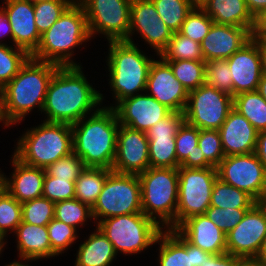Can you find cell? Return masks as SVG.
<instances>
[{"label": "cell", "instance_id": "24", "mask_svg": "<svg viewBox=\"0 0 266 266\" xmlns=\"http://www.w3.org/2000/svg\"><path fill=\"white\" fill-rule=\"evenodd\" d=\"M176 230L190 244L207 253H226V234L205 214L186 219Z\"/></svg>", "mask_w": 266, "mask_h": 266}, {"label": "cell", "instance_id": "39", "mask_svg": "<svg viewBox=\"0 0 266 266\" xmlns=\"http://www.w3.org/2000/svg\"><path fill=\"white\" fill-rule=\"evenodd\" d=\"M75 0H46L34 3L35 24L40 34L47 31Z\"/></svg>", "mask_w": 266, "mask_h": 266}, {"label": "cell", "instance_id": "29", "mask_svg": "<svg viewBox=\"0 0 266 266\" xmlns=\"http://www.w3.org/2000/svg\"><path fill=\"white\" fill-rule=\"evenodd\" d=\"M75 266H110L118 254L112 243L98 229L79 246Z\"/></svg>", "mask_w": 266, "mask_h": 266}, {"label": "cell", "instance_id": "45", "mask_svg": "<svg viewBox=\"0 0 266 266\" xmlns=\"http://www.w3.org/2000/svg\"><path fill=\"white\" fill-rule=\"evenodd\" d=\"M198 146L202 150L206 161L212 167L217 168L225 158L218 130H199Z\"/></svg>", "mask_w": 266, "mask_h": 266}, {"label": "cell", "instance_id": "21", "mask_svg": "<svg viewBox=\"0 0 266 266\" xmlns=\"http://www.w3.org/2000/svg\"><path fill=\"white\" fill-rule=\"evenodd\" d=\"M251 40V32L244 27L213 23L200 43L204 61L228 59Z\"/></svg>", "mask_w": 266, "mask_h": 266}, {"label": "cell", "instance_id": "13", "mask_svg": "<svg viewBox=\"0 0 266 266\" xmlns=\"http://www.w3.org/2000/svg\"><path fill=\"white\" fill-rule=\"evenodd\" d=\"M218 178L257 200L266 191V169L255 152L225 156L217 167Z\"/></svg>", "mask_w": 266, "mask_h": 266}, {"label": "cell", "instance_id": "61", "mask_svg": "<svg viewBox=\"0 0 266 266\" xmlns=\"http://www.w3.org/2000/svg\"><path fill=\"white\" fill-rule=\"evenodd\" d=\"M193 7L202 8L208 0H189Z\"/></svg>", "mask_w": 266, "mask_h": 266}, {"label": "cell", "instance_id": "32", "mask_svg": "<svg viewBox=\"0 0 266 266\" xmlns=\"http://www.w3.org/2000/svg\"><path fill=\"white\" fill-rule=\"evenodd\" d=\"M256 200L247 192L217 178L211 194L210 207L250 209Z\"/></svg>", "mask_w": 266, "mask_h": 266}, {"label": "cell", "instance_id": "23", "mask_svg": "<svg viewBox=\"0 0 266 266\" xmlns=\"http://www.w3.org/2000/svg\"><path fill=\"white\" fill-rule=\"evenodd\" d=\"M218 131L225 156L255 152L258 131L234 108L230 110Z\"/></svg>", "mask_w": 266, "mask_h": 266}, {"label": "cell", "instance_id": "4", "mask_svg": "<svg viewBox=\"0 0 266 266\" xmlns=\"http://www.w3.org/2000/svg\"><path fill=\"white\" fill-rule=\"evenodd\" d=\"M87 18L82 5L75 0L43 34L33 59L60 66H80L71 57L73 49L89 41Z\"/></svg>", "mask_w": 266, "mask_h": 266}, {"label": "cell", "instance_id": "51", "mask_svg": "<svg viewBox=\"0 0 266 266\" xmlns=\"http://www.w3.org/2000/svg\"><path fill=\"white\" fill-rule=\"evenodd\" d=\"M252 40H266V11L259 13L254 18V25L251 31Z\"/></svg>", "mask_w": 266, "mask_h": 266}, {"label": "cell", "instance_id": "10", "mask_svg": "<svg viewBox=\"0 0 266 266\" xmlns=\"http://www.w3.org/2000/svg\"><path fill=\"white\" fill-rule=\"evenodd\" d=\"M179 193L176 210V229L188 218L204 215L210 207L217 168L179 167Z\"/></svg>", "mask_w": 266, "mask_h": 266}, {"label": "cell", "instance_id": "41", "mask_svg": "<svg viewBox=\"0 0 266 266\" xmlns=\"http://www.w3.org/2000/svg\"><path fill=\"white\" fill-rule=\"evenodd\" d=\"M22 222V207L6 189L0 191V233L6 237L8 231L16 230ZM11 229V230H10Z\"/></svg>", "mask_w": 266, "mask_h": 266}, {"label": "cell", "instance_id": "22", "mask_svg": "<svg viewBox=\"0 0 266 266\" xmlns=\"http://www.w3.org/2000/svg\"><path fill=\"white\" fill-rule=\"evenodd\" d=\"M159 243V266H200L207 252L190 244L176 229L162 230Z\"/></svg>", "mask_w": 266, "mask_h": 266}, {"label": "cell", "instance_id": "40", "mask_svg": "<svg viewBox=\"0 0 266 266\" xmlns=\"http://www.w3.org/2000/svg\"><path fill=\"white\" fill-rule=\"evenodd\" d=\"M22 222L47 226L54 218L55 203L41 196L21 204Z\"/></svg>", "mask_w": 266, "mask_h": 266}, {"label": "cell", "instance_id": "18", "mask_svg": "<svg viewBox=\"0 0 266 266\" xmlns=\"http://www.w3.org/2000/svg\"><path fill=\"white\" fill-rule=\"evenodd\" d=\"M145 92L172 112L183 113L187 105V90L175 78L170 65L161 56L159 61L153 60L151 64Z\"/></svg>", "mask_w": 266, "mask_h": 266}, {"label": "cell", "instance_id": "42", "mask_svg": "<svg viewBox=\"0 0 266 266\" xmlns=\"http://www.w3.org/2000/svg\"><path fill=\"white\" fill-rule=\"evenodd\" d=\"M231 70L227 60L217 59L205 62V83L233 96Z\"/></svg>", "mask_w": 266, "mask_h": 266}, {"label": "cell", "instance_id": "58", "mask_svg": "<svg viewBox=\"0 0 266 266\" xmlns=\"http://www.w3.org/2000/svg\"><path fill=\"white\" fill-rule=\"evenodd\" d=\"M256 258L264 265L266 266V237L264 238L260 251L257 254Z\"/></svg>", "mask_w": 266, "mask_h": 266}, {"label": "cell", "instance_id": "35", "mask_svg": "<svg viewBox=\"0 0 266 266\" xmlns=\"http://www.w3.org/2000/svg\"><path fill=\"white\" fill-rule=\"evenodd\" d=\"M159 17L174 32L181 30L188 13L193 9L189 0H151Z\"/></svg>", "mask_w": 266, "mask_h": 266}, {"label": "cell", "instance_id": "33", "mask_svg": "<svg viewBox=\"0 0 266 266\" xmlns=\"http://www.w3.org/2000/svg\"><path fill=\"white\" fill-rule=\"evenodd\" d=\"M175 78L190 92L205 83L204 60H165Z\"/></svg>", "mask_w": 266, "mask_h": 266}, {"label": "cell", "instance_id": "1", "mask_svg": "<svg viewBox=\"0 0 266 266\" xmlns=\"http://www.w3.org/2000/svg\"><path fill=\"white\" fill-rule=\"evenodd\" d=\"M81 66H60L53 75L42 112L46 122L74 124L102 103L103 94L87 81Z\"/></svg>", "mask_w": 266, "mask_h": 266}, {"label": "cell", "instance_id": "7", "mask_svg": "<svg viewBox=\"0 0 266 266\" xmlns=\"http://www.w3.org/2000/svg\"><path fill=\"white\" fill-rule=\"evenodd\" d=\"M138 177L141 184L142 213L164 229H176L178 168L149 167L138 174Z\"/></svg>", "mask_w": 266, "mask_h": 266}, {"label": "cell", "instance_id": "62", "mask_svg": "<svg viewBox=\"0 0 266 266\" xmlns=\"http://www.w3.org/2000/svg\"><path fill=\"white\" fill-rule=\"evenodd\" d=\"M5 266H29V264H24L22 263L20 260L17 262V261H14L13 263L11 262L10 264L8 265H5Z\"/></svg>", "mask_w": 266, "mask_h": 266}, {"label": "cell", "instance_id": "50", "mask_svg": "<svg viewBox=\"0 0 266 266\" xmlns=\"http://www.w3.org/2000/svg\"><path fill=\"white\" fill-rule=\"evenodd\" d=\"M239 258L227 252L221 254L207 253L205 261L200 266H236Z\"/></svg>", "mask_w": 266, "mask_h": 266}, {"label": "cell", "instance_id": "15", "mask_svg": "<svg viewBox=\"0 0 266 266\" xmlns=\"http://www.w3.org/2000/svg\"><path fill=\"white\" fill-rule=\"evenodd\" d=\"M266 237V217L255 203L226 234V252L240 258L256 257Z\"/></svg>", "mask_w": 266, "mask_h": 266}, {"label": "cell", "instance_id": "2", "mask_svg": "<svg viewBox=\"0 0 266 266\" xmlns=\"http://www.w3.org/2000/svg\"><path fill=\"white\" fill-rule=\"evenodd\" d=\"M71 127L73 152L85 167L112 170L120 127L115 110L98 106L91 116L82 118Z\"/></svg>", "mask_w": 266, "mask_h": 266}, {"label": "cell", "instance_id": "9", "mask_svg": "<svg viewBox=\"0 0 266 266\" xmlns=\"http://www.w3.org/2000/svg\"><path fill=\"white\" fill-rule=\"evenodd\" d=\"M132 213H142L139 177L112 171L92 207L94 221Z\"/></svg>", "mask_w": 266, "mask_h": 266}, {"label": "cell", "instance_id": "11", "mask_svg": "<svg viewBox=\"0 0 266 266\" xmlns=\"http://www.w3.org/2000/svg\"><path fill=\"white\" fill-rule=\"evenodd\" d=\"M83 7L90 37L103 34L108 41H127L132 0H77Z\"/></svg>", "mask_w": 266, "mask_h": 266}, {"label": "cell", "instance_id": "19", "mask_svg": "<svg viewBox=\"0 0 266 266\" xmlns=\"http://www.w3.org/2000/svg\"><path fill=\"white\" fill-rule=\"evenodd\" d=\"M4 4L6 6L1 8L11 25L13 45L31 56L41 40L34 21V3L27 0H5Z\"/></svg>", "mask_w": 266, "mask_h": 266}, {"label": "cell", "instance_id": "46", "mask_svg": "<svg viewBox=\"0 0 266 266\" xmlns=\"http://www.w3.org/2000/svg\"><path fill=\"white\" fill-rule=\"evenodd\" d=\"M84 169L83 161L72 152L68 156L62 157L53 164H50L45 171L54 178H62L75 182Z\"/></svg>", "mask_w": 266, "mask_h": 266}, {"label": "cell", "instance_id": "65", "mask_svg": "<svg viewBox=\"0 0 266 266\" xmlns=\"http://www.w3.org/2000/svg\"><path fill=\"white\" fill-rule=\"evenodd\" d=\"M29 2L35 3V2H39V1H46V0H27Z\"/></svg>", "mask_w": 266, "mask_h": 266}, {"label": "cell", "instance_id": "30", "mask_svg": "<svg viewBox=\"0 0 266 266\" xmlns=\"http://www.w3.org/2000/svg\"><path fill=\"white\" fill-rule=\"evenodd\" d=\"M111 172L106 168L85 167L75 181V198L92 208Z\"/></svg>", "mask_w": 266, "mask_h": 266}, {"label": "cell", "instance_id": "26", "mask_svg": "<svg viewBox=\"0 0 266 266\" xmlns=\"http://www.w3.org/2000/svg\"><path fill=\"white\" fill-rule=\"evenodd\" d=\"M14 233L17 236V248L21 261H36L55 257L48 236L47 226H38L21 222ZM27 261V262H26Z\"/></svg>", "mask_w": 266, "mask_h": 266}, {"label": "cell", "instance_id": "49", "mask_svg": "<svg viewBox=\"0 0 266 266\" xmlns=\"http://www.w3.org/2000/svg\"><path fill=\"white\" fill-rule=\"evenodd\" d=\"M184 121V113L171 112L146 132L147 138H175Z\"/></svg>", "mask_w": 266, "mask_h": 266}, {"label": "cell", "instance_id": "17", "mask_svg": "<svg viewBox=\"0 0 266 266\" xmlns=\"http://www.w3.org/2000/svg\"><path fill=\"white\" fill-rule=\"evenodd\" d=\"M144 93L125 98L116 106L109 108L115 110L120 125L146 133L172 111L146 92Z\"/></svg>", "mask_w": 266, "mask_h": 266}, {"label": "cell", "instance_id": "47", "mask_svg": "<svg viewBox=\"0 0 266 266\" xmlns=\"http://www.w3.org/2000/svg\"><path fill=\"white\" fill-rule=\"evenodd\" d=\"M42 196L53 203L73 199L75 198V182L54 178L46 173Z\"/></svg>", "mask_w": 266, "mask_h": 266}, {"label": "cell", "instance_id": "57", "mask_svg": "<svg viewBox=\"0 0 266 266\" xmlns=\"http://www.w3.org/2000/svg\"><path fill=\"white\" fill-rule=\"evenodd\" d=\"M5 124V127L10 126V123L8 122L5 112H4V98H3V87L0 86V122Z\"/></svg>", "mask_w": 266, "mask_h": 266}, {"label": "cell", "instance_id": "52", "mask_svg": "<svg viewBox=\"0 0 266 266\" xmlns=\"http://www.w3.org/2000/svg\"><path fill=\"white\" fill-rule=\"evenodd\" d=\"M255 154L266 169V130L258 132Z\"/></svg>", "mask_w": 266, "mask_h": 266}, {"label": "cell", "instance_id": "36", "mask_svg": "<svg viewBox=\"0 0 266 266\" xmlns=\"http://www.w3.org/2000/svg\"><path fill=\"white\" fill-rule=\"evenodd\" d=\"M54 218L77 229L93 219L92 208L76 198L55 203Z\"/></svg>", "mask_w": 266, "mask_h": 266}, {"label": "cell", "instance_id": "48", "mask_svg": "<svg viewBox=\"0 0 266 266\" xmlns=\"http://www.w3.org/2000/svg\"><path fill=\"white\" fill-rule=\"evenodd\" d=\"M249 209L209 207L205 215L225 234L229 233L243 219Z\"/></svg>", "mask_w": 266, "mask_h": 266}, {"label": "cell", "instance_id": "14", "mask_svg": "<svg viewBox=\"0 0 266 266\" xmlns=\"http://www.w3.org/2000/svg\"><path fill=\"white\" fill-rule=\"evenodd\" d=\"M137 31L158 56L166 49L173 31L159 17L151 0H132L130 29L127 42L133 43L132 34Z\"/></svg>", "mask_w": 266, "mask_h": 266}, {"label": "cell", "instance_id": "34", "mask_svg": "<svg viewBox=\"0 0 266 266\" xmlns=\"http://www.w3.org/2000/svg\"><path fill=\"white\" fill-rule=\"evenodd\" d=\"M164 60H204L200 43L174 32L166 49L160 54Z\"/></svg>", "mask_w": 266, "mask_h": 266}, {"label": "cell", "instance_id": "16", "mask_svg": "<svg viewBox=\"0 0 266 266\" xmlns=\"http://www.w3.org/2000/svg\"><path fill=\"white\" fill-rule=\"evenodd\" d=\"M149 168V140L145 132L120 125L112 171L140 174Z\"/></svg>", "mask_w": 266, "mask_h": 266}, {"label": "cell", "instance_id": "55", "mask_svg": "<svg viewBox=\"0 0 266 266\" xmlns=\"http://www.w3.org/2000/svg\"><path fill=\"white\" fill-rule=\"evenodd\" d=\"M259 50L260 58H261V68L262 74L266 75V40H253Z\"/></svg>", "mask_w": 266, "mask_h": 266}, {"label": "cell", "instance_id": "6", "mask_svg": "<svg viewBox=\"0 0 266 266\" xmlns=\"http://www.w3.org/2000/svg\"><path fill=\"white\" fill-rule=\"evenodd\" d=\"M108 53L109 84L117 101L115 106L125 98L145 92L154 59L146 57L134 42L127 41H109Z\"/></svg>", "mask_w": 266, "mask_h": 266}, {"label": "cell", "instance_id": "64", "mask_svg": "<svg viewBox=\"0 0 266 266\" xmlns=\"http://www.w3.org/2000/svg\"><path fill=\"white\" fill-rule=\"evenodd\" d=\"M6 238L0 233V250H3L4 245L6 242H4Z\"/></svg>", "mask_w": 266, "mask_h": 266}, {"label": "cell", "instance_id": "25", "mask_svg": "<svg viewBox=\"0 0 266 266\" xmlns=\"http://www.w3.org/2000/svg\"><path fill=\"white\" fill-rule=\"evenodd\" d=\"M11 178L4 176V189H6L19 203L41 197L43 194L46 171L43 168L32 167L22 163L12 155Z\"/></svg>", "mask_w": 266, "mask_h": 266}, {"label": "cell", "instance_id": "37", "mask_svg": "<svg viewBox=\"0 0 266 266\" xmlns=\"http://www.w3.org/2000/svg\"><path fill=\"white\" fill-rule=\"evenodd\" d=\"M149 167L178 168L175 138H148Z\"/></svg>", "mask_w": 266, "mask_h": 266}, {"label": "cell", "instance_id": "8", "mask_svg": "<svg viewBox=\"0 0 266 266\" xmlns=\"http://www.w3.org/2000/svg\"><path fill=\"white\" fill-rule=\"evenodd\" d=\"M112 243L115 253L139 254L155 244L163 230L143 213L124 214L105 218L96 226Z\"/></svg>", "mask_w": 266, "mask_h": 266}, {"label": "cell", "instance_id": "3", "mask_svg": "<svg viewBox=\"0 0 266 266\" xmlns=\"http://www.w3.org/2000/svg\"><path fill=\"white\" fill-rule=\"evenodd\" d=\"M59 67L30 57L3 87L4 112L11 126L20 123L33 107L42 112L49 83Z\"/></svg>", "mask_w": 266, "mask_h": 266}, {"label": "cell", "instance_id": "28", "mask_svg": "<svg viewBox=\"0 0 266 266\" xmlns=\"http://www.w3.org/2000/svg\"><path fill=\"white\" fill-rule=\"evenodd\" d=\"M199 130L185 121L179 127L175 136L178 168L212 167L206 161L202 150L198 146Z\"/></svg>", "mask_w": 266, "mask_h": 266}, {"label": "cell", "instance_id": "5", "mask_svg": "<svg viewBox=\"0 0 266 266\" xmlns=\"http://www.w3.org/2000/svg\"><path fill=\"white\" fill-rule=\"evenodd\" d=\"M30 129L20 137L14 151L22 163L46 169L73 152L71 124L43 121Z\"/></svg>", "mask_w": 266, "mask_h": 266}, {"label": "cell", "instance_id": "54", "mask_svg": "<svg viewBox=\"0 0 266 266\" xmlns=\"http://www.w3.org/2000/svg\"><path fill=\"white\" fill-rule=\"evenodd\" d=\"M7 34V36H11V40H12V30H11V25L10 22L6 16V13L3 11V9L0 7V36ZM9 34V35H8ZM1 44H5V43H1Z\"/></svg>", "mask_w": 266, "mask_h": 266}, {"label": "cell", "instance_id": "20", "mask_svg": "<svg viewBox=\"0 0 266 266\" xmlns=\"http://www.w3.org/2000/svg\"><path fill=\"white\" fill-rule=\"evenodd\" d=\"M226 60L231 70L233 97L257 90L262 68L258 46L252 39Z\"/></svg>", "mask_w": 266, "mask_h": 266}, {"label": "cell", "instance_id": "38", "mask_svg": "<svg viewBox=\"0 0 266 266\" xmlns=\"http://www.w3.org/2000/svg\"><path fill=\"white\" fill-rule=\"evenodd\" d=\"M31 56L18 47L0 45V86L4 87Z\"/></svg>", "mask_w": 266, "mask_h": 266}, {"label": "cell", "instance_id": "43", "mask_svg": "<svg viewBox=\"0 0 266 266\" xmlns=\"http://www.w3.org/2000/svg\"><path fill=\"white\" fill-rule=\"evenodd\" d=\"M213 23L214 21L202 8L193 7L184 20L179 32L193 41L201 43Z\"/></svg>", "mask_w": 266, "mask_h": 266}, {"label": "cell", "instance_id": "63", "mask_svg": "<svg viewBox=\"0 0 266 266\" xmlns=\"http://www.w3.org/2000/svg\"><path fill=\"white\" fill-rule=\"evenodd\" d=\"M4 176L3 173L0 171V191L4 189Z\"/></svg>", "mask_w": 266, "mask_h": 266}, {"label": "cell", "instance_id": "31", "mask_svg": "<svg viewBox=\"0 0 266 266\" xmlns=\"http://www.w3.org/2000/svg\"><path fill=\"white\" fill-rule=\"evenodd\" d=\"M233 108L244 116L258 132L266 130V100L257 90L234 96Z\"/></svg>", "mask_w": 266, "mask_h": 266}, {"label": "cell", "instance_id": "60", "mask_svg": "<svg viewBox=\"0 0 266 266\" xmlns=\"http://www.w3.org/2000/svg\"><path fill=\"white\" fill-rule=\"evenodd\" d=\"M256 203L263 210L266 217V191L256 200Z\"/></svg>", "mask_w": 266, "mask_h": 266}, {"label": "cell", "instance_id": "12", "mask_svg": "<svg viewBox=\"0 0 266 266\" xmlns=\"http://www.w3.org/2000/svg\"><path fill=\"white\" fill-rule=\"evenodd\" d=\"M233 108V96L204 83L188 92L184 119L200 130H219Z\"/></svg>", "mask_w": 266, "mask_h": 266}, {"label": "cell", "instance_id": "53", "mask_svg": "<svg viewBox=\"0 0 266 266\" xmlns=\"http://www.w3.org/2000/svg\"><path fill=\"white\" fill-rule=\"evenodd\" d=\"M246 5L255 18L259 13L266 11V0H245Z\"/></svg>", "mask_w": 266, "mask_h": 266}, {"label": "cell", "instance_id": "59", "mask_svg": "<svg viewBox=\"0 0 266 266\" xmlns=\"http://www.w3.org/2000/svg\"><path fill=\"white\" fill-rule=\"evenodd\" d=\"M257 91L266 100V75L264 74L261 76Z\"/></svg>", "mask_w": 266, "mask_h": 266}, {"label": "cell", "instance_id": "27", "mask_svg": "<svg viewBox=\"0 0 266 266\" xmlns=\"http://www.w3.org/2000/svg\"><path fill=\"white\" fill-rule=\"evenodd\" d=\"M202 9L216 24L244 27L252 31L254 17L245 0H208Z\"/></svg>", "mask_w": 266, "mask_h": 266}, {"label": "cell", "instance_id": "56", "mask_svg": "<svg viewBox=\"0 0 266 266\" xmlns=\"http://www.w3.org/2000/svg\"><path fill=\"white\" fill-rule=\"evenodd\" d=\"M236 266H264L256 257L239 258Z\"/></svg>", "mask_w": 266, "mask_h": 266}, {"label": "cell", "instance_id": "44", "mask_svg": "<svg viewBox=\"0 0 266 266\" xmlns=\"http://www.w3.org/2000/svg\"><path fill=\"white\" fill-rule=\"evenodd\" d=\"M52 251L57 255L64 253L77 239V229L53 218L47 225Z\"/></svg>", "mask_w": 266, "mask_h": 266}]
</instances>
